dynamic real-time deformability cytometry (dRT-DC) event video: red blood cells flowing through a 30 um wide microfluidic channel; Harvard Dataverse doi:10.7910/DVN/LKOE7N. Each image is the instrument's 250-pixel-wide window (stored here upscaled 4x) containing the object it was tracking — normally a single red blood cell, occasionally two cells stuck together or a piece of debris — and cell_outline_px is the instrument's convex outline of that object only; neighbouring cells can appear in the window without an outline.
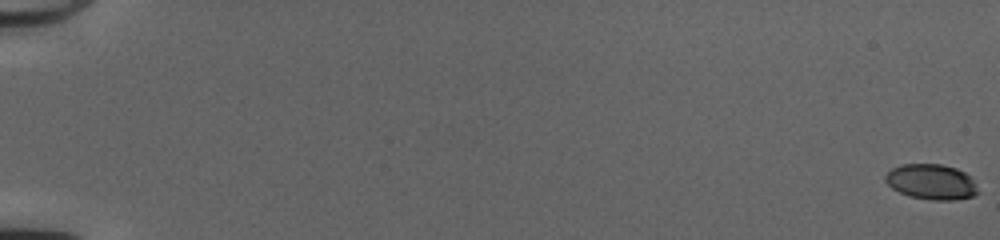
{"species": "common noctule bat (a hibernating species)", "species_latin": "Nyctalus noctula", "temperature_condition": "cold", "stored_images_in_passage": 53, "camera_frame_rate_fps": 3000, "um_per_image_px": 0.085, "animal": {"sex": "female", "body_mass_g": 20.0, "forearm_length_mm": 54.0}, "frame": {"image": 1, "passage_image": 1, "time_ms": 0.0, "image_size_px": [1000, 240], "cell_outline_px": [[980, 192], [972, 196], [956, 200], [932, 200], [908, 196], [892, 188], [884, 180], [884, 176], [892, 168], [900, 164], [940, 164], [956, 168], [964, 172], [976, 184]], "centroid_in_image_um": [79.16, 15.46], "position_along_channel_um": 5.8, "area_um2": 19.13}}
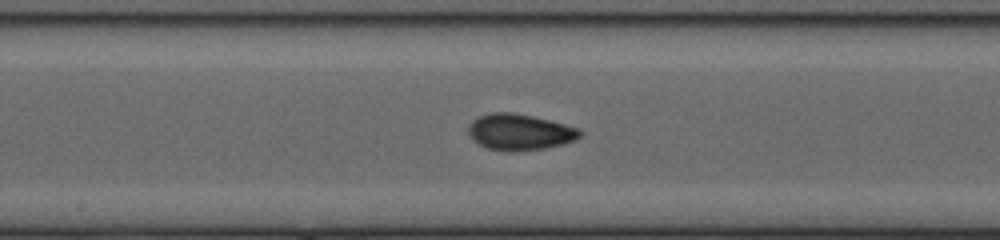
{"frame": {"image": 2, "passage_image": 31, "time_ms": 10.0, "image_size_px": [1000, 240], "cell_outline_px": [[584, 132], [576, 140], [564, 144], [544, 148], [512, 152], [508, 152], [488, 148], [472, 140], [468, 132], [468, 124], [472, 120], [488, 112], [512, 112], [532, 116], [580, 128]], "centroid_in_image_um": [44.17, 11.22], "position_along_channel_um": 204.0, "area_um2": 23.7}}
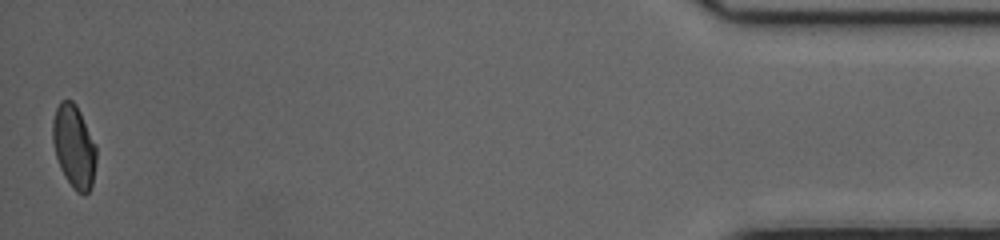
{"frame": {"image": 3, "passage_image": 53, "time_ms": 17.333, "image_size_px": [1000, 240], "cell_outline_px": [[96, 164], [92, 184], [88, 192], [84, 196], [76, 192], [72, 188], [64, 176], [60, 168], [56, 156], [52, 140], [52, 120], [56, 108], [60, 100], [72, 100], [76, 104], [96, 144]], "centroid_in_image_um": [6.28, 12.46], "position_along_channel_um": 428.9, "area_um2": 21.39}, "authors_computed_cell_mechanics": {"area_um2": 21.4438, "velocity_mm_per_s": 4.1332, "shape_relaxation_time_tau1_ms": 4.0803, "shape_relaxation_time_tau2_ms": 1.2418, "deformation_change_tau1": 0.1625, "deformation_change_tau2": 0.0543}}